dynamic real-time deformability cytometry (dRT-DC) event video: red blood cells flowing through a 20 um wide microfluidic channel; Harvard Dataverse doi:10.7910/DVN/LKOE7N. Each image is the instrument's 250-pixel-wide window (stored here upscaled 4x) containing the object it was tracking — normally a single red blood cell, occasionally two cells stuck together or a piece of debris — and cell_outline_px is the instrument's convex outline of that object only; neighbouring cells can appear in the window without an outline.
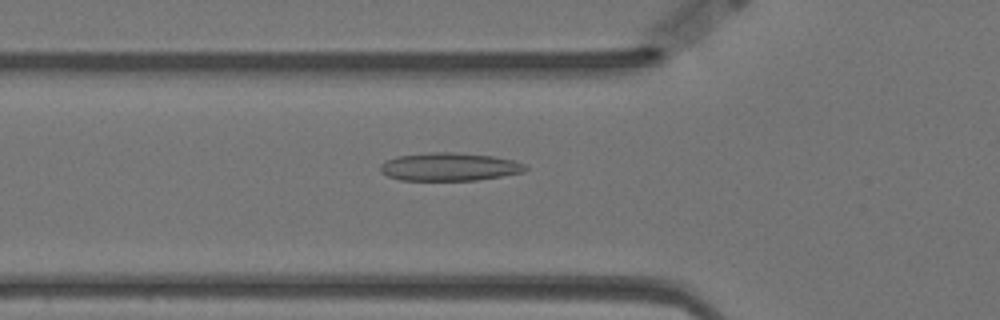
{"species": "Egyptian fruit bat (a non-hibernating species)", "species_latin": "Rousettus aegyptiacus", "temperature_condition": "warm", "stored_images_in_passage": 42, "camera_frame_rate_fps": 3000, "um_per_image_px": 0.085, "animal": {"sex": "female"}, "frame": {"image": 1, "passage_image": 4, "time_ms": 1.0, "image_size_px": [1000, 320], "cell_outline_px": [[528, 168], [524, 172], [476, 180], [400, 180], [388, 176], [380, 172], [380, 164], [384, 160], [396, 156], [432, 152], [452, 152], [492, 156], [512, 160], [524, 164]], "centroid_in_image_um": [38.15, 14.17], "position_along_channel_um": 87.7, "area_um2": 23.7}}
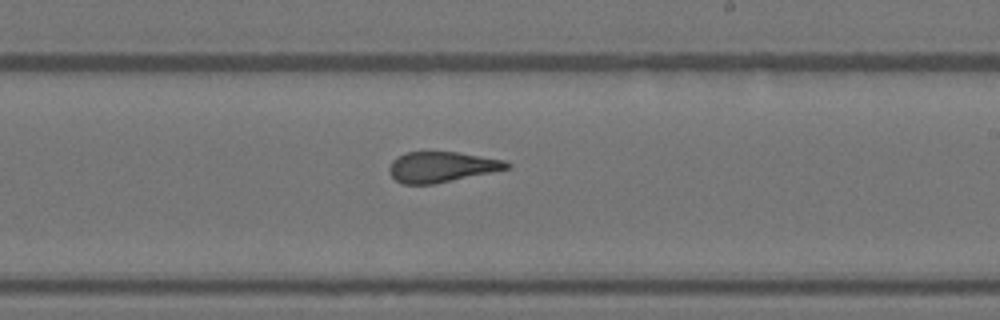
{"frame": {"image": 2, "passage_image": 18, "time_ms": 5.667, "image_size_px": [1000, 320], "cell_outline_px": [[512, 164], [508, 168], [492, 172], [432, 184], [404, 184], [396, 180], [388, 172], [388, 168], [392, 160], [396, 156], [408, 152], [456, 152], [504, 160]], "centroid_in_image_um": [37.49, 14.18], "position_along_channel_um": 251.5, "area_um2": 20.69}}
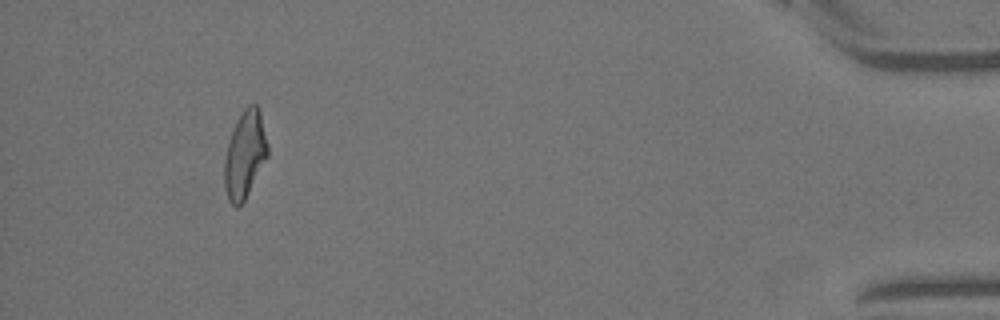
{"frame": {"image": 3, "passage_image": 38, "time_ms": 12.333, "image_size_px": [1000, 320], "cell_outline_px": [[268, 156], [244, 200], [236, 208], [228, 200], [224, 188], [224, 160], [228, 144], [236, 120], [244, 108], [248, 104], [256, 104], [260, 108], [268, 144]], "centroid_in_image_um": [20.82, 13.11], "position_along_channel_um": 414.4, "area_um2": 22.02}, "authors_computed_cell_mechanics": {"area_um2": 21.9062, "velocity_mm_per_s": 3.5013, "shape_relaxation_time_tau1_ms": null, "shape_relaxation_time_tau2_ms": 1.8441, "deformation_change_tau1": null, "deformation_change_tau2": 0.1116}}